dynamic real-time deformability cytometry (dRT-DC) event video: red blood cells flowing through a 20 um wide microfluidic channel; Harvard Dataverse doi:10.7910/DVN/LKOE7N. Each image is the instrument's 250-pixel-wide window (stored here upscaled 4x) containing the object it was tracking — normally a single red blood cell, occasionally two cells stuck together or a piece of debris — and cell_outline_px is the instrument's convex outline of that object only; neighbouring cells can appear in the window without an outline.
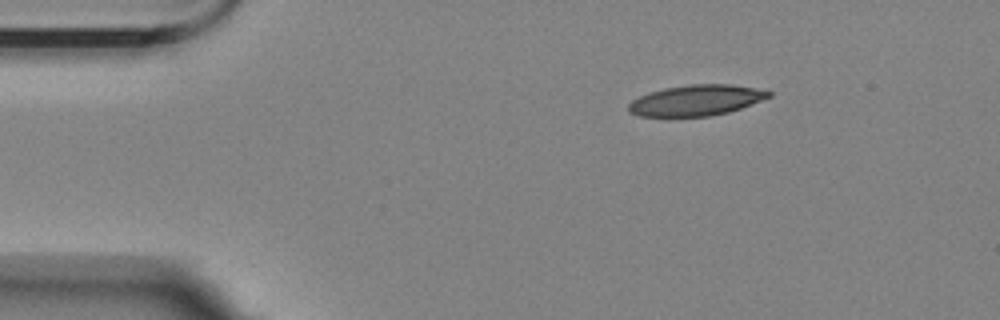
{"species": "Egyptian fruit bat (a non-hibernating species)", "species_latin": "Rousettus aegyptiacus", "temperature_condition": "room temperature", "stored_images_in_passage": 3, "camera_frame_rate_fps": 3000, "um_per_image_px": 0.085, "animal": {"sex": "female"}, "frame": {"image": 1, "passage_image": 1, "time_ms": 0.0, "image_size_px": [1000, 320], "cell_outline_px": [[772, 96], [740, 108], [728, 112], [708, 116], [640, 116], [628, 112], [628, 104], [632, 100], [640, 96], [664, 88], [692, 84], [732, 84], [772, 92]], "centroid_in_image_um": [59.16, 8.52], "position_along_channel_um": 25.8, "area_um2": 24.8}}